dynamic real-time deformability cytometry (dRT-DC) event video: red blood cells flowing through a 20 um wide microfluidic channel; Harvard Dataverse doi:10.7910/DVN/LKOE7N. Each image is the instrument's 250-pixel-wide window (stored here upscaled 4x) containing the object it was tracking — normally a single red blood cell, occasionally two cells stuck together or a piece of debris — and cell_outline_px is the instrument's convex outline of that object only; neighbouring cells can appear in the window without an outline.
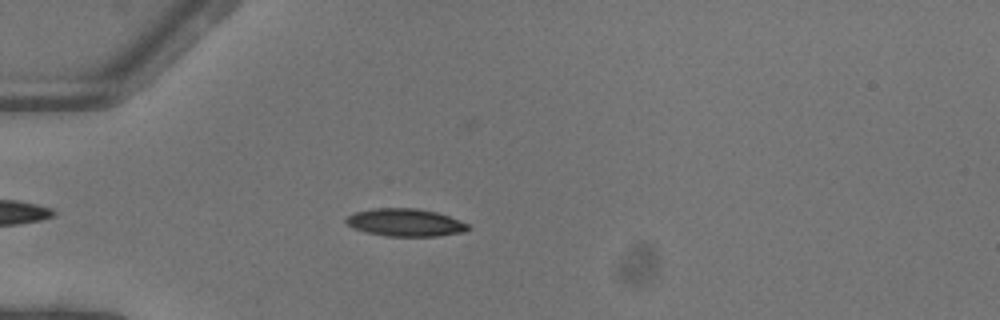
{"species": "common noctule bat (a hibernating species)", "species_latin": "Nyctalus noctula", "temperature_condition": "warm", "stored_images_in_passage": 42, "camera_frame_rate_fps": 3000, "um_per_image_px": 0.085, "animal": {"sex": "female"}, "frame": {"image": 1, "passage_image": 5, "time_ms": 1.333, "image_size_px": [1000, 320], "cell_outline_px": [[468, 228], [464, 232], [436, 236], [388, 236], [368, 232], [352, 228], [344, 224], [344, 220], [348, 216], [356, 212], [376, 208], [416, 208], [436, 212], [448, 216], [468, 224]], "centroid_in_image_um": [34.41, 18.91], "position_along_channel_um": 50.6, "area_um2": 19.48}}
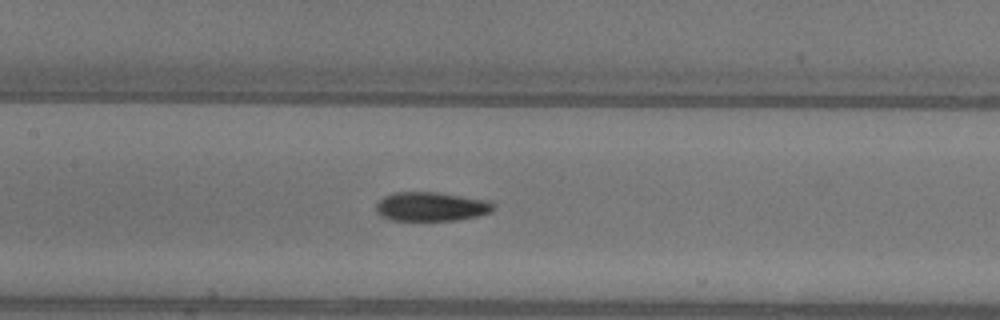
{"frame": {"image": 2, "passage_image": 15, "time_ms": 4.667, "image_size_px": [1000, 320], "cell_outline_px": [[496, 208], [492, 212], [476, 216], [456, 220], [388, 220], [380, 216], [376, 212], [376, 204], [384, 196], [392, 192], [436, 192], [488, 200], [496, 204]], "centroid_in_image_um": [36.65, 17.56], "position_along_channel_um": 170.8, "area_um2": 20.06}}
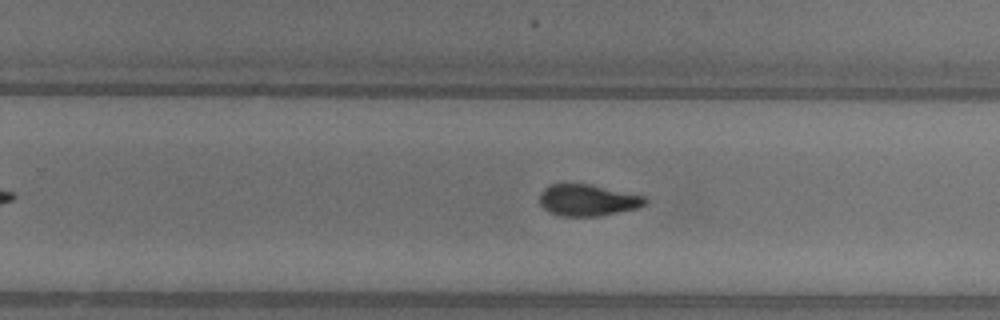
{"frame": {"image": 3, "passage_image": 23, "time_ms": 7.333, "image_size_px": [1000, 320], "cell_outline_px": [[648, 200], [644, 204], [636, 208], [600, 216], [560, 216], [548, 212], [540, 204], [540, 192], [544, 188], [552, 184], [588, 184], [644, 196]], "centroid_in_image_um": [49.91, 17.02], "position_along_channel_um": 279.9, "area_um2": 19.19}, "authors_computed_cell_mechanics": {"area_um2": 19.5075, "velocity_mm_per_s": 4.1153, "shape_relaxation_time_tau1_ms": 7.6958, "shape_relaxation_time_tau2_ms": 2.1347, "deformation_change_tau1": 0.2449, "deformation_change_tau2": 0.0849}}